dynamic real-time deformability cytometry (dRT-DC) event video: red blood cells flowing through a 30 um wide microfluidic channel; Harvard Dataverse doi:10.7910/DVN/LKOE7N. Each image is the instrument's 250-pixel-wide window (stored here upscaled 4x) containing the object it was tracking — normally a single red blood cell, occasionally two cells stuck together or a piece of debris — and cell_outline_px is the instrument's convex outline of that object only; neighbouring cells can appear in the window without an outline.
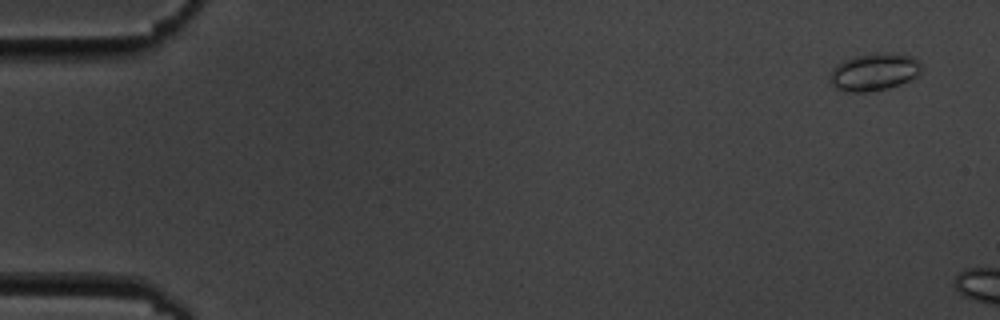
{"species": "common noctule bat (a hibernating species)", "species_latin": "Nyctalus noctula", "temperature_condition": "cold", "stored_images_in_passage": 3, "camera_frame_rate_fps": 3000, "um_per_image_px": 0.085, "animal": {"sex": "male", "body_mass_g": 19.5, "forearm_length_mm": 54.6}, "frame": {"image": 1, "passage_image": 1, "time_ms": 0.0, "image_size_px": [1000, 320], "cell_outline_px": [[924, 68], [916, 76], [900, 84], [888, 88], [868, 92], [844, 92], [836, 88], [828, 80], [828, 76], [832, 68], [836, 64], [844, 60], [856, 56], [872, 52], [892, 52], [908, 56], [916, 60]], "centroid_in_image_um": [74.25, 6.11], "position_along_channel_um": 10.8, "area_um2": 20.23}}